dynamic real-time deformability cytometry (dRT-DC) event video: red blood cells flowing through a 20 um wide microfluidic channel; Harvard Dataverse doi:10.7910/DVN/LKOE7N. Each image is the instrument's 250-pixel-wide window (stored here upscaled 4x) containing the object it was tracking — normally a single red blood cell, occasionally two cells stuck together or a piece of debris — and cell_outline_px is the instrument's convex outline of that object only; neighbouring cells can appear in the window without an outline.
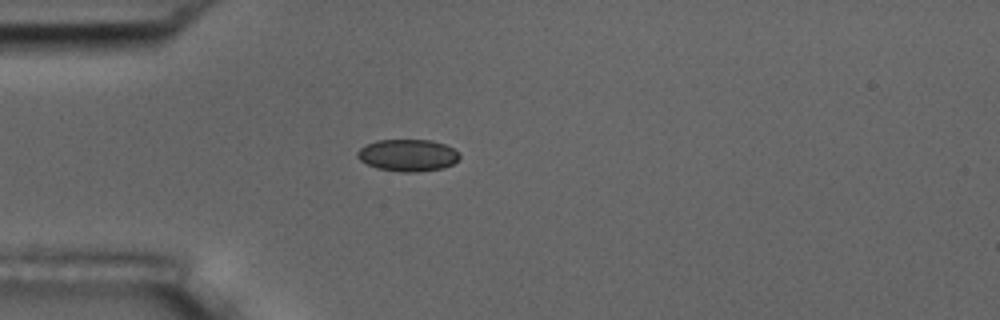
{"species": "common noctule bat (a hibernating species)", "species_latin": "Nyctalus noctula", "temperature_condition": "room temperature", "stored_images_in_passage": 2, "camera_frame_rate_fps": 3000, "um_per_image_px": 0.085, "animal": {"sex": "male", "body_mass_g": 17.5, "forearm_length_mm": 52.3}, "frame": {"image": 1, "passage_image": 1, "time_ms": 0.0, "image_size_px": [1000, 320], "cell_outline_px": [[460, 156], [452, 164], [444, 168], [416, 172], [400, 172], [376, 168], [360, 160], [356, 156], [356, 152], [360, 148], [376, 140], [432, 140], [444, 144], [460, 152]], "centroid_in_image_um": [34.66, 13.2], "position_along_channel_um": 50.3, "area_um2": 19.07}}